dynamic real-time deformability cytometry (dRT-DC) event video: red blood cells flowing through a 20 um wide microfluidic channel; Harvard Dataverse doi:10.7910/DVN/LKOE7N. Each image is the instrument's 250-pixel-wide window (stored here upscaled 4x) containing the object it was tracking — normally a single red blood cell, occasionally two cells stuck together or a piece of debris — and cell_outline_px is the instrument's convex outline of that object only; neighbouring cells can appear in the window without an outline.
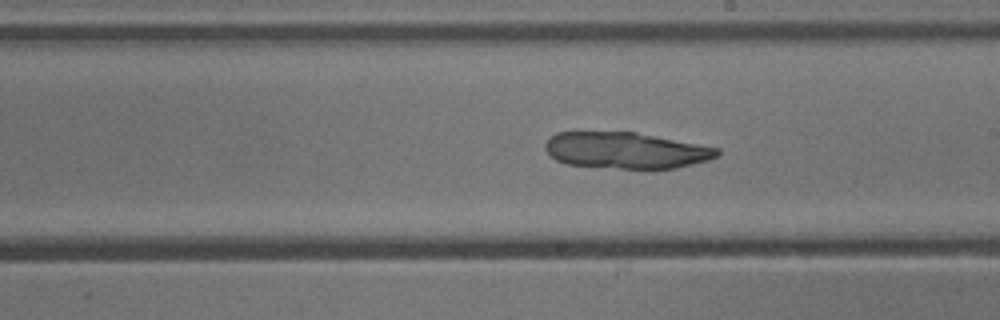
{"species": "common noctule bat (a hibernating species)", "species_latin": "Nyctalus noctula", "temperature_condition": "cold", "stored_images_in_passage": 53, "camera_frame_rate_fps": 3000, "um_per_image_px": 0.085, "animal": {"sex": "male", "body_mass_g": 13.3}, "frame": {"image": 1, "passage_image": 30, "time_ms": 9.667, "image_size_px": [1000, 320], "cell_outline_px": [[720, 152], [716, 156], [708, 160], [676, 168], [620, 168], [568, 164], [556, 160], [544, 148], [544, 144], [556, 132], [636, 132], [720, 148]], "centroid_in_image_um": [53.21, 12.77], "position_along_channel_um": 235.8, "area_um2": 36.01}}
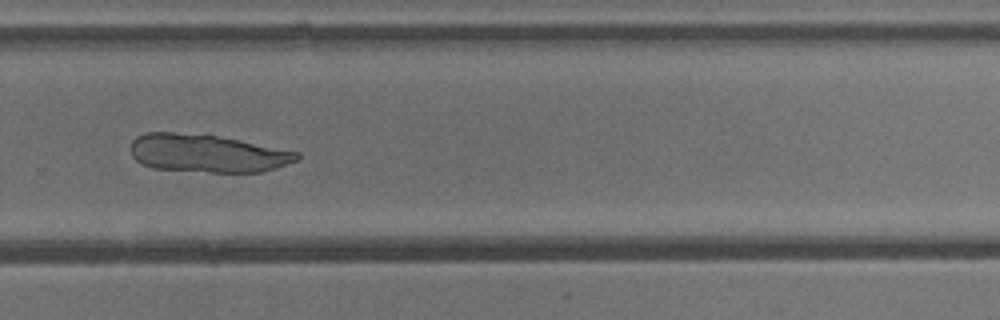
{"frame": {"image": 2, "passage_image": 36, "time_ms": 11.667, "image_size_px": [1000, 320], "cell_outline_px": [[300, 156], [296, 160], [264, 172], [212, 172], [152, 168], [140, 164], [132, 156], [128, 148], [132, 140], [136, 136], [148, 132], [172, 132], [216, 136], [300, 152]], "centroid_in_image_um": [17.54, 13.04], "position_along_channel_um": 312.3, "area_um2": 36.65}}